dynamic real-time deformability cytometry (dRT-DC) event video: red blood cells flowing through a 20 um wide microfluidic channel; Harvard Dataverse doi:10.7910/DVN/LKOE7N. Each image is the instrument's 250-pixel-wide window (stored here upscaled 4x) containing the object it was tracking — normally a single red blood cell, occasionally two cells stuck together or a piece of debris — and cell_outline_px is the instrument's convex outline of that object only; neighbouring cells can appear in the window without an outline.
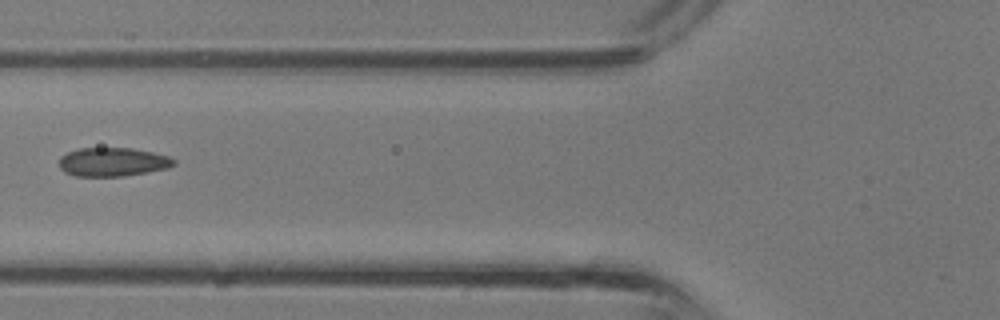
{"species": "common noctule bat (a hibernating species)", "species_latin": "Nyctalus noctula", "temperature_condition": "room temperature", "stored_images_in_passage": 32, "camera_frame_rate_fps": 3000, "um_per_image_px": 0.085, "animal": {"sex": "male", "body_mass_g": 13.3}, "frame": {"image": 1, "passage_image": 11, "time_ms": 3.333, "image_size_px": [1000, 320], "cell_outline_px": [[176, 164], [168, 168], [148, 172], [124, 176], [76, 176], [64, 172], [60, 168], [60, 156], [68, 152], [80, 148], [132, 148], [172, 156], [176, 160]], "centroid_in_image_um": [9.62, 13.76], "position_along_channel_um": 116.2, "area_um2": 19.36}}
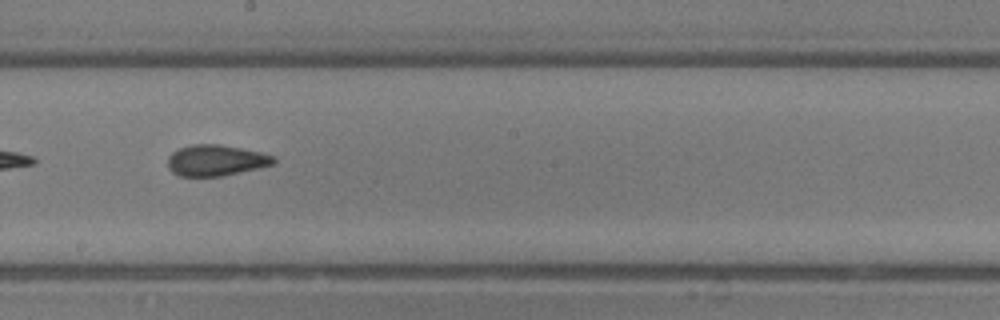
{"frame": {"image": 2, "passage_image": 17, "time_ms": 5.333, "image_size_px": [1000, 320], "cell_outline_px": [[276, 164], [260, 168], [224, 176], [180, 176], [172, 172], [168, 168], [168, 156], [172, 152], [180, 148], [192, 144], [220, 144], [260, 152], [276, 156]], "centroid_in_image_um": [18.38, 13.63], "position_along_channel_um": 229.8, "area_um2": 19.36}}
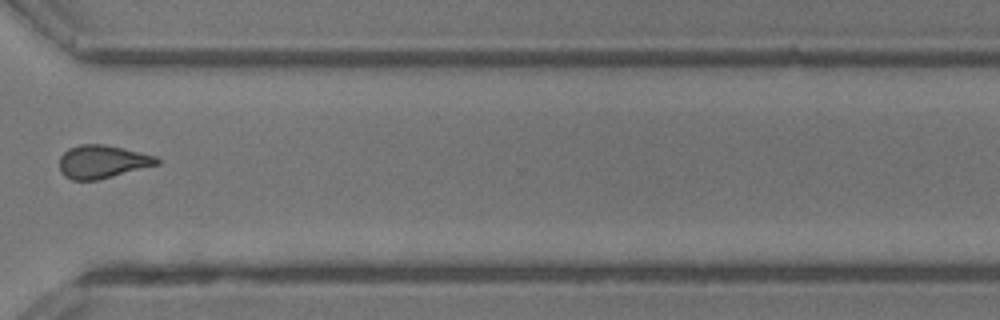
{"frame": {"image": 3, "passage_image": 24, "time_ms": 7.667, "image_size_px": [1000, 320], "cell_outline_px": [[160, 164], [96, 180], [72, 180], [64, 176], [60, 172], [60, 156], [68, 148], [80, 144], [104, 144], [124, 148], [156, 156], [160, 160]], "centroid_in_image_um": [8.69, 13.74], "position_along_channel_um": 361.9, "area_um2": 18.84}}